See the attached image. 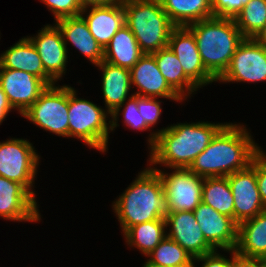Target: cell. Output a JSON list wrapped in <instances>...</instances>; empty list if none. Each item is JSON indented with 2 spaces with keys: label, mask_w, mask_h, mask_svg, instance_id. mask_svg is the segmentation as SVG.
Listing matches in <instances>:
<instances>
[{
  "label": "cell",
  "mask_w": 266,
  "mask_h": 267,
  "mask_svg": "<svg viewBox=\"0 0 266 267\" xmlns=\"http://www.w3.org/2000/svg\"><path fill=\"white\" fill-rule=\"evenodd\" d=\"M243 126L226 123L189 169L206 178L226 177L247 168L261 149Z\"/></svg>",
  "instance_id": "6da1fadb"
},
{
  "label": "cell",
  "mask_w": 266,
  "mask_h": 267,
  "mask_svg": "<svg viewBox=\"0 0 266 267\" xmlns=\"http://www.w3.org/2000/svg\"><path fill=\"white\" fill-rule=\"evenodd\" d=\"M226 123H177L156 132L148 139L150 165L189 168Z\"/></svg>",
  "instance_id": "7a4b0ae2"
},
{
  "label": "cell",
  "mask_w": 266,
  "mask_h": 267,
  "mask_svg": "<svg viewBox=\"0 0 266 267\" xmlns=\"http://www.w3.org/2000/svg\"><path fill=\"white\" fill-rule=\"evenodd\" d=\"M113 210L123 233L137 224L165 218V192L159 173L151 166L141 171L114 201Z\"/></svg>",
  "instance_id": "3957f363"
},
{
  "label": "cell",
  "mask_w": 266,
  "mask_h": 267,
  "mask_svg": "<svg viewBox=\"0 0 266 267\" xmlns=\"http://www.w3.org/2000/svg\"><path fill=\"white\" fill-rule=\"evenodd\" d=\"M195 36L205 69L218 80L245 37L234 19L211 17L186 26Z\"/></svg>",
  "instance_id": "277c9868"
},
{
  "label": "cell",
  "mask_w": 266,
  "mask_h": 267,
  "mask_svg": "<svg viewBox=\"0 0 266 267\" xmlns=\"http://www.w3.org/2000/svg\"><path fill=\"white\" fill-rule=\"evenodd\" d=\"M125 21L143 53L152 54L168 46L176 27L160 0H123Z\"/></svg>",
  "instance_id": "5b68a950"
},
{
  "label": "cell",
  "mask_w": 266,
  "mask_h": 267,
  "mask_svg": "<svg viewBox=\"0 0 266 267\" xmlns=\"http://www.w3.org/2000/svg\"><path fill=\"white\" fill-rule=\"evenodd\" d=\"M107 110L91 101L78 98L76 90L68 86V125L69 137L82 140L86 145L100 152H106L110 120ZM108 115V116H107Z\"/></svg>",
  "instance_id": "8992f818"
},
{
  "label": "cell",
  "mask_w": 266,
  "mask_h": 267,
  "mask_svg": "<svg viewBox=\"0 0 266 267\" xmlns=\"http://www.w3.org/2000/svg\"><path fill=\"white\" fill-rule=\"evenodd\" d=\"M22 116L43 130L69 137L68 86H48Z\"/></svg>",
  "instance_id": "52a82bcc"
},
{
  "label": "cell",
  "mask_w": 266,
  "mask_h": 267,
  "mask_svg": "<svg viewBox=\"0 0 266 267\" xmlns=\"http://www.w3.org/2000/svg\"><path fill=\"white\" fill-rule=\"evenodd\" d=\"M35 151L25 139L0 142V176L22 184L34 197L32 186L40 159Z\"/></svg>",
  "instance_id": "ba28073f"
},
{
  "label": "cell",
  "mask_w": 266,
  "mask_h": 267,
  "mask_svg": "<svg viewBox=\"0 0 266 267\" xmlns=\"http://www.w3.org/2000/svg\"><path fill=\"white\" fill-rule=\"evenodd\" d=\"M155 169L162 180L167 212L194 211L202 202L204 178L189 168H172V173Z\"/></svg>",
  "instance_id": "9c48e42d"
},
{
  "label": "cell",
  "mask_w": 266,
  "mask_h": 267,
  "mask_svg": "<svg viewBox=\"0 0 266 267\" xmlns=\"http://www.w3.org/2000/svg\"><path fill=\"white\" fill-rule=\"evenodd\" d=\"M217 81H266V47L258 44L253 38H245L232 56L228 69Z\"/></svg>",
  "instance_id": "30bf717a"
},
{
  "label": "cell",
  "mask_w": 266,
  "mask_h": 267,
  "mask_svg": "<svg viewBox=\"0 0 266 267\" xmlns=\"http://www.w3.org/2000/svg\"><path fill=\"white\" fill-rule=\"evenodd\" d=\"M226 177L234 198V221L237 224L266 210L257 187L256 156L247 168Z\"/></svg>",
  "instance_id": "8fae6325"
},
{
  "label": "cell",
  "mask_w": 266,
  "mask_h": 267,
  "mask_svg": "<svg viewBox=\"0 0 266 267\" xmlns=\"http://www.w3.org/2000/svg\"><path fill=\"white\" fill-rule=\"evenodd\" d=\"M0 86L12 108L22 115L49 85L26 71L0 68Z\"/></svg>",
  "instance_id": "7c38bea8"
},
{
  "label": "cell",
  "mask_w": 266,
  "mask_h": 267,
  "mask_svg": "<svg viewBox=\"0 0 266 267\" xmlns=\"http://www.w3.org/2000/svg\"><path fill=\"white\" fill-rule=\"evenodd\" d=\"M168 46L178 57L185 75L199 88L217 82L205 69L198 51L195 36L187 27H175Z\"/></svg>",
  "instance_id": "4fadbf2b"
},
{
  "label": "cell",
  "mask_w": 266,
  "mask_h": 267,
  "mask_svg": "<svg viewBox=\"0 0 266 267\" xmlns=\"http://www.w3.org/2000/svg\"><path fill=\"white\" fill-rule=\"evenodd\" d=\"M165 222L166 227L171 226L166 236L184 248L193 259L215 251L206 241L192 211L167 212Z\"/></svg>",
  "instance_id": "5bb4252c"
},
{
  "label": "cell",
  "mask_w": 266,
  "mask_h": 267,
  "mask_svg": "<svg viewBox=\"0 0 266 267\" xmlns=\"http://www.w3.org/2000/svg\"><path fill=\"white\" fill-rule=\"evenodd\" d=\"M206 241L215 249L235 250L238 224L201 202L193 211Z\"/></svg>",
  "instance_id": "9a60e30c"
},
{
  "label": "cell",
  "mask_w": 266,
  "mask_h": 267,
  "mask_svg": "<svg viewBox=\"0 0 266 267\" xmlns=\"http://www.w3.org/2000/svg\"><path fill=\"white\" fill-rule=\"evenodd\" d=\"M0 216L11 221H40L36 198L20 183L0 176Z\"/></svg>",
  "instance_id": "2e32d148"
},
{
  "label": "cell",
  "mask_w": 266,
  "mask_h": 267,
  "mask_svg": "<svg viewBox=\"0 0 266 267\" xmlns=\"http://www.w3.org/2000/svg\"><path fill=\"white\" fill-rule=\"evenodd\" d=\"M35 37H28L36 47L45 72L57 82L65 74L68 48L61 30L55 24L46 25Z\"/></svg>",
  "instance_id": "e0dca14e"
},
{
  "label": "cell",
  "mask_w": 266,
  "mask_h": 267,
  "mask_svg": "<svg viewBox=\"0 0 266 267\" xmlns=\"http://www.w3.org/2000/svg\"><path fill=\"white\" fill-rule=\"evenodd\" d=\"M130 74L131 85L138 89L133 95L183 101L159 71L153 54L144 53L130 69Z\"/></svg>",
  "instance_id": "ac0fdd59"
},
{
  "label": "cell",
  "mask_w": 266,
  "mask_h": 267,
  "mask_svg": "<svg viewBox=\"0 0 266 267\" xmlns=\"http://www.w3.org/2000/svg\"><path fill=\"white\" fill-rule=\"evenodd\" d=\"M88 8L90 9L85 18L84 15ZM81 16L87 22L90 33L103 48L110 42L114 34L126 24L123 0L106 5L84 7Z\"/></svg>",
  "instance_id": "d6986e66"
},
{
  "label": "cell",
  "mask_w": 266,
  "mask_h": 267,
  "mask_svg": "<svg viewBox=\"0 0 266 267\" xmlns=\"http://www.w3.org/2000/svg\"><path fill=\"white\" fill-rule=\"evenodd\" d=\"M54 24L61 30L66 46L68 42H71L95 66L103 61L104 48L90 33L87 22L81 15L65 17Z\"/></svg>",
  "instance_id": "ffe728a7"
},
{
  "label": "cell",
  "mask_w": 266,
  "mask_h": 267,
  "mask_svg": "<svg viewBox=\"0 0 266 267\" xmlns=\"http://www.w3.org/2000/svg\"><path fill=\"white\" fill-rule=\"evenodd\" d=\"M0 68L26 71L44 80L49 86L55 81L45 72L41 58L28 37L21 38L0 56Z\"/></svg>",
  "instance_id": "44dd1931"
},
{
  "label": "cell",
  "mask_w": 266,
  "mask_h": 267,
  "mask_svg": "<svg viewBox=\"0 0 266 267\" xmlns=\"http://www.w3.org/2000/svg\"><path fill=\"white\" fill-rule=\"evenodd\" d=\"M97 66L103 72L101 90L105 107L111 115L127 99L129 90L132 88L130 70L112 65L104 60Z\"/></svg>",
  "instance_id": "7402d4cb"
},
{
  "label": "cell",
  "mask_w": 266,
  "mask_h": 267,
  "mask_svg": "<svg viewBox=\"0 0 266 267\" xmlns=\"http://www.w3.org/2000/svg\"><path fill=\"white\" fill-rule=\"evenodd\" d=\"M235 252L244 257H266V210L238 224Z\"/></svg>",
  "instance_id": "603a6c76"
},
{
  "label": "cell",
  "mask_w": 266,
  "mask_h": 267,
  "mask_svg": "<svg viewBox=\"0 0 266 267\" xmlns=\"http://www.w3.org/2000/svg\"><path fill=\"white\" fill-rule=\"evenodd\" d=\"M144 53L129 27L125 24L104 48V61L131 69Z\"/></svg>",
  "instance_id": "cb8c5ba5"
},
{
  "label": "cell",
  "mask_w": 266,
  "mask_h": 267,
  "mask_svg": "<svg viewBox=\"0 0 266 267\" xmlns=\"http://www.w3.org/2000/svg\"><path fill=\"white\" fill-rule=\"evenodd\" d=\"M159 71L166 79L169 86L185 100L195 92L198 87L185 75L181 63L172 49L167 46L152 53Z\"/></svg>",
  "instance_id": "d4e9b609"
},
{
  "label": "cell",
  "mask_w": 266,
  "mask_h": 267,
  "mask_svg": "<svg viewBox=\"0 0 266 267\" xmlns=\"http://www.w3.org/2000/svg\"><path fill=\"white\" fill-rule=\"evenodd\" d=\"M163 10L176 27L213 17L212 0H160Z\"/></svg>",
  "instance_id": "484cf974"
},
{
  "label": "cell",
  "mask_w": 266,
  "mask_h": 267,
  "mask_svg": "<svg viewBox=\"0 0 266 267\" xmlns=\"http://www.w3.org/2000/svg\"><path fill=\"white\" fill-rule=\"evenodd\" d=\"M165 229V218H160L129 227L123 235L130 247L134 246L148 256L166 237Z\"/></svg>",
  "instance_id": "4316f807"
},
{
  "label": "cell",
  "mask_w": 266,
  "mask_h": 267,
  "mask_svg": "<svg viewBox=\"0 0 266 267\" xmlns=\"http://www.w3.org/2000/svg\"><path fill=\"white\" fill-rule=\"evenodd\" d=\"M202 202L234 220V198L227 177L204 178Z\"/></svg>",
  "instance_id": "83f0119b"
},
{
  "label": "cell",
  "mask_w": 266,
  "mask_h": 267,
  "mask_svg": "<svg viewBox=\"0 0 266 267\" xmlns=\"http://www.w3.org/2000/svg\"><path fill=\"white\" fill-rule=\"evenodd\" d=\"M147 263L156 266L193 267L194 259L178 243L166 236L147 256Z\"/></svg>",
  "instance_id": "f1b7e54d"
},
{
  "label": "cell",
  "mask_w": 266,
  "mask_h": 267,
  "mask_svg": "<svg viewBox=\"0 0 266 267\" xmlns=\"http://www.w3.org/2000/svg\"><path fill=\"white\" fill-rule=\"evenodd\" d=\"M234 20L245 38H254L266 25V0H250Z\"/></svg>",
  "instance_id": "f546056e"
},
{
  "label": "cell",
  "mask_w": 266,
  "mask_h": 267,
  "mask_svg": "<svg viewBox=\"0 0 266 267\" xmlns=\"http://www.w3.org/2000/svg\"><path fill=\"white\" fill-rule=\"evenodd\" d=\"M123 102L121 106H119L111 115L110 117L112 118L110 120V125H111V131L115 130L114 128L117 127V119L119 118V112L120 109L125 105L123 109V118H124V123L126 126L141 130V131H146L147 129H150V127L146 124L144 118L140 115V112L137 108V95L131 94L129 99ZM126 103V104H125Z\"/></svg>",
  "instance_id": "4dcf8cb0"
},
{
  "label": "cell",
  "mask_w": 266,
  "mask_h": 267,
  "mask_svg": "<svg viewBox=\"0 0 266 267\" xmlns=\"http://www.w3.org/2000/svg\"><path fill=\"white\" fill-rule=\"evenodd\" d=\"M54 14L55 22L65 17L81 15L83 7L78 0H41Z\"/></svg>",
  "instance_id": "1f68e13d"
},
{
  "label": "cell",
  "mask_w": 266,
  "mask_h": 267,
  "mask_svg": "<svg viewBox=\"0 0 266 267\" xmlns=\"http://www.w3.org/2000/svg\"><path fill=\"white\" fill-rule=\"evenodd\" d=\"M157 99V97L137 96V108L150 128L157 123L161 115V102Z\"/></svg>",
  "instance_id": "d6a6232c"
},
{
  "label": "cell",
  "mask_w": 266,
  "mask_h": 267,
  "mask_svg": "<svg viewBox=\"0 0 266 267\" xmlns=\"http://www.w3.org/2000/svg\"><path fill=\"white\" fill-rule=\"evenodd\" d=\"M250 0H212L213 17L235 19Z\"/></svg>",
  "instance_id": "836d02e7"
},
{
  "label": "cell",
  "mask_w": 266,
  "mask_h": 267,
  "mask_svg": "<svg viewBox=\"0 0 266 267\" xmlns=\"http://www.w3.org/2000/svg\"><path fill=\"white\" fill-rule=\"evenodd\" d=\"M218 251L215 250L211 253L205 254L201 257L195 258L194 262L201 261V267H234V254L236 253L235 250H227V252L231 254V260L225 258L226 256H222L221 254L217 253ZM195 267V265H193Z\"/></svg>",
  "instance_id": "e575fe53"
},
{
  "label": "cell",
  "mask_w": 266,
  "mask_h": 267,
  "mask_svg": "<svg viewBox=\"0 0 266 267\" xmlns=\"http://www.w3.org/2000/svg\"><path fill=\"white\" fill-rule=\"evenodd\" d=\"M256 179L262 203L266 208V154L262 150L256 155Z\"/></svg>",
  "instance_id": "d590c367"
},
{
  "label": "cell",
  "mask_w": 266,
  "mask_h": 267,
  "mask_svg": "<svg viewBox=\"0 0 266 267\" xmlns=\"http://www.w3.org/2000/svg\"><path fill=\"white\" fill-rule=\"evenodd\" d=\"M234 267H265L264 258L244 257L234 254Z\"/></svg>",
  "instance_id": "8d00e7d4"
},
{
  "label": "cell",
  "mask_w": 266,
  "mask_h": 267,
  "mask_svg": "<svg viewBox=\"0 0 266 267\" xmlns=\"http://www.w3.org/2000/svg\"><path fill=\"white\" fill-rule=\"evenodd\" d=\"M11 110H13V108L9 104L7 96L0 86V125Z\"/></svg>",
  "instance_id": "74e56055"
},
{
  "label": "cell",
  "mask_w": 266,
  "mask_h": 267,
  "mask_svg": "<svg viewBox=\"0 0 266 267\" xmlns=\"http://www.w3.org/2000/svg\"><path fill=\"white\" fill-rule=\"evenodd\" d=\"M80 5L84 8L93 5H106L117 2L119 0H78Z\"/></svg>",
  "instance_id": "f35d334b"
},
{
  "label": "cell",
  "mask_w": 266,
  "mask_h": 267,
  "mask_svg": "<svg viewBox=\"0 0 266 267\" xmlns=\"http://www.w3.org/2000/svg\"><path fill=\"white\" fill-rule=\"evenodd\" d=\"M253 39L258 44L266 47V25L260 30V32Z\"/></svg>",
  "instance_id": "ab89813d"
},
{
  "label": "cell",
  "mask_w": 266,
  "mask_h": 267,
  "mask_svg": "<svg viewBox=\"0 0 266 267\" xmlns=\"http://www.w3.org/2000/svg\"><path fill=\"white\" fill-rule=\"evenodd\" d=\"M143 267H168V266H156V265H150L145 261V264Z\"/></svg>",
  "instance_id": "60d3db41"
}]
</instances>
